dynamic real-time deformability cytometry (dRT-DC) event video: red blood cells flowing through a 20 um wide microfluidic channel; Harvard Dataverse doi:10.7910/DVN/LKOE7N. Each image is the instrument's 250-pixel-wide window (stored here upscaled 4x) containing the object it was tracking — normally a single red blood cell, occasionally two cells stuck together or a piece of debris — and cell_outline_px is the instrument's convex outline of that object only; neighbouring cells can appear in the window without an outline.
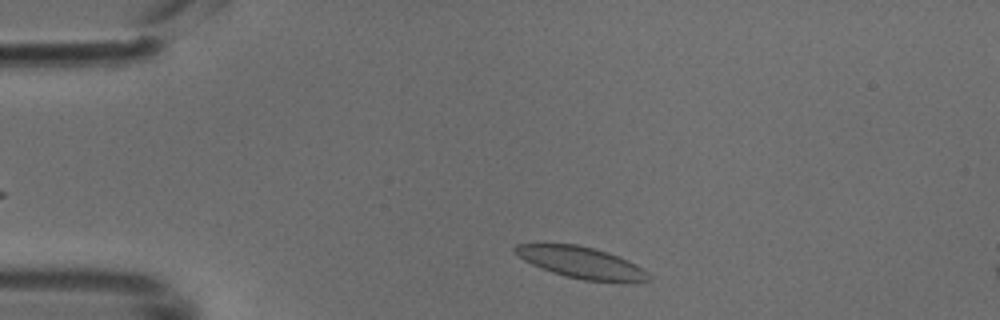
{"species": "common noctule bat (a hibernating species)", "species_latin": "Nyctalus noctula", "temperature_condition": "cold", "stored_images_in_passage": 35, "camera_frame_rate_fps": 3000, "um_per_image_px": 0.085, "animal": {"sex": "male", "body_mass_g": 18.8}, "frame": {"image": 1, "passage_image": 2, "time_ms": 0.333, "image_size_px": [1000, 320], "cell_outline_px": [[652, 276], [648, 280], [632, 284], [620, 284], [584, 280], [564, 276], [552, 272], [532, 264], [524, 260], [512, 248], [516, 244], [576, 244], [608, 252], [628, 260], [636, 264], [648, 272]], "centroid_in_image_um": [49.52, 22.36], "position_along_channel_um": 35.5, "area_um2": 24.91}}
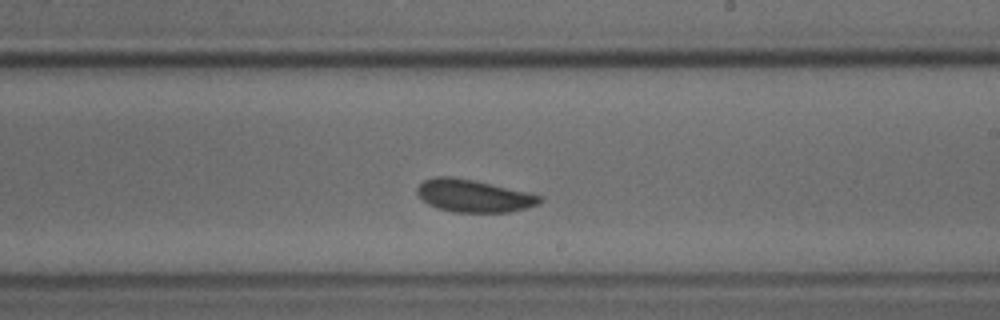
{"frame": {"image": 2, "passage_image": 21, "time_ms": 6.667, "image_size_px": [1000, 320], "cell_outline_px": [[544, 200], [540, 204], [508, 212], [452, 212], [436, 208], [428, 204], [416, 192], [416, 188], [424, 180], [436, 176], [452, 176], [472, 180], [544, 196]], "centroid_in_image_um": [40.25, 16.65], "position_along_channel_um": 248.8, "area_um2": 23.12}}
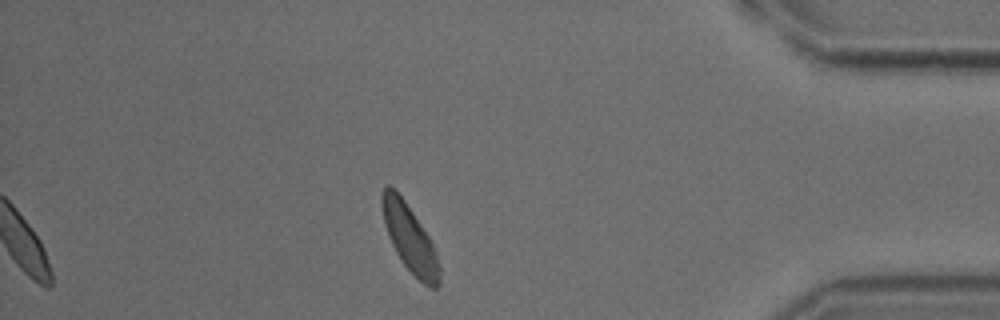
{"frame": {"image": 3, "passage_image": 35, "time_ms": 11.333, "image_size_px": [1000, 320], "cell_outline_px": [[440, 284], [436, 288], [432, 288], [424, 284], [404, 264], [396, 252], [392, 244], [384, 224], [380, 204], [380, 192], [388, 184], [404, 200], [428, 236], [432, 244], [440, 268]], "centroid_in_image_um": [34.8, 20.25], "position_along_channel_um": 400.4, "area_um2": 21.91}}